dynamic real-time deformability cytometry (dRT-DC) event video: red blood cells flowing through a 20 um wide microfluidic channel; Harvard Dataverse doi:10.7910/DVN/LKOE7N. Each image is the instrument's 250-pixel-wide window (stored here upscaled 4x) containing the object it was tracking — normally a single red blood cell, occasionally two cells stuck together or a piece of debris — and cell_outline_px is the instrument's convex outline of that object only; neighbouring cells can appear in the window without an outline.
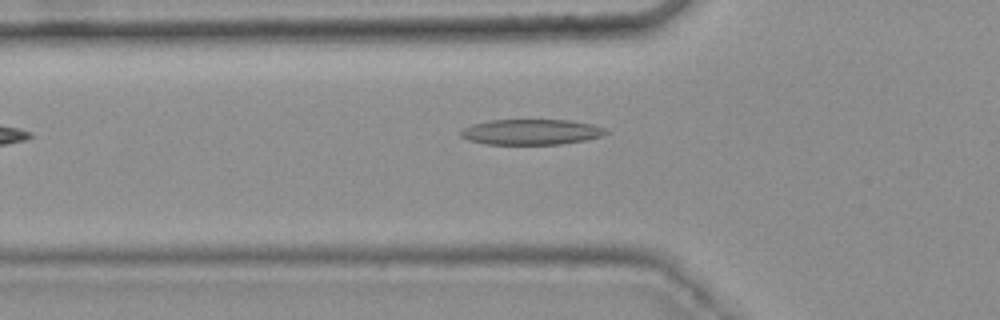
{"species": "common noctule bat (a hibernating species)", "species_latin": "Nyctalus noctula", "temperature_condition": "warm", "stored_images_in_passage": 23, "camera_frame_rate_fps": 3000, "um_per_image_px": 0.085, "animal": {"sex": "female", "body_mass_g": 25.1}, "frame": {"image": 1, "passage_image": 2, "time_ms": 0.333, "image_size_px": [1000, 320], "cell_outline_px": [[612, 132], [600, 136], [584, 140], [560, 144], [484, 144], [468, 140], [460, 136], [460, 132], [464, 128], [472, 124], [488, 120], [568, 120], [592, 124], [604, 128]], "centroid_in_image_um": [45.14, 11.21], "position_along_channel_um": 80.7, "area_um2": 21.56}}
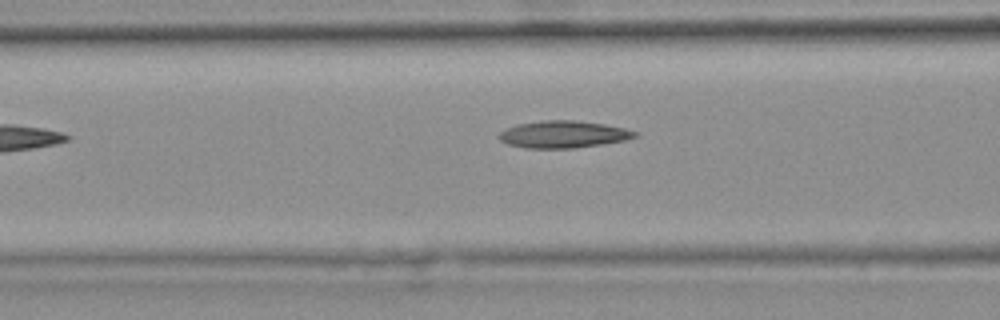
{"frame": {"image": 2, "passage_image": 5, "time_ms": 1.333, "image_size_px": [1000, 320], "cell_outline_px": [[640, 136], [624, 140], [600, 144], [572, 148], [524, 148], [508, 144], [500, 140], [496, 136], [500, 132], [516, 124], [540, 120], [576, 120], [604, 124], [624, 128], [636, 132]], "centroid_in_image_um": [47.85, 11.41], "position_along_channel_um": 118.8, "area_um2": 21.44}}
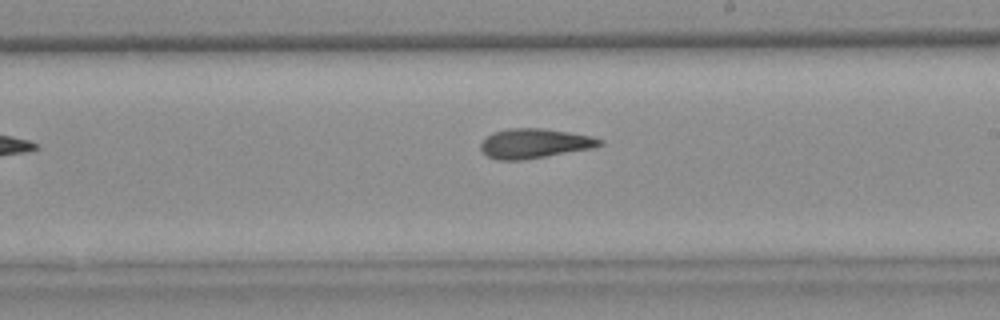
{"frame": {"image": 3, "passage_image": 15, "time_ms": 4.667, "image_size_px": [1000, 320], "cell_outline_px": [[604, 144], [592, 148], [520, 160], [496, 160], [488, 156], [480, 148], [480, 144], [492, 132], [508, 128], [544, 128], [592, 136], [604, 140]], "centroid_in_image_um": [45.43, 12.18], "position_along_channel_um": 243.6, "area_um2": 20.4}}